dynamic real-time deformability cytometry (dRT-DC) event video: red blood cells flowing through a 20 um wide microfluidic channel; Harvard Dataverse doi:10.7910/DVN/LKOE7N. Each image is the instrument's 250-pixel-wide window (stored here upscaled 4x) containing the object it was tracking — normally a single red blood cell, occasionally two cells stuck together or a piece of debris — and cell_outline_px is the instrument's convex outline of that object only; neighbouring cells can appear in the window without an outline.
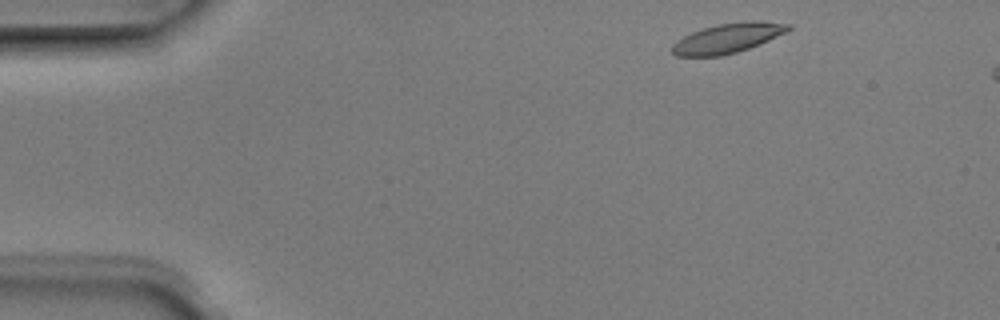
{"species": "Egyptian fruit bat (a non-hibernating species)", "species_latin": "Rousettus aegyptiacus", "temperature_condition": "room temperature", "stored_images_in_passage": 4, "segment_of_instrument_passage": [1, 2], "camera_frame_rate_fps": 3000, "um_per_image_px": 0.085, "animal": {"sex": "male"}, "frame": {"image": 1, "passage_image": 1, "time_ms": 0.0, "image_size_px": [1000, 320], "cell_outline_px": [[792, 28], [768, 40], [748, 48], [736, 52], [720, 56], [676, 56], [672, 52], [672, 44], [676, 40], [692, 32], [716, 24], [752, 20], [756, 20], [792, 24]], "centroid_in_image_um": [61.83, 3.23], "position_along_channel_um": 23.2, "area_um2": 19.94}}